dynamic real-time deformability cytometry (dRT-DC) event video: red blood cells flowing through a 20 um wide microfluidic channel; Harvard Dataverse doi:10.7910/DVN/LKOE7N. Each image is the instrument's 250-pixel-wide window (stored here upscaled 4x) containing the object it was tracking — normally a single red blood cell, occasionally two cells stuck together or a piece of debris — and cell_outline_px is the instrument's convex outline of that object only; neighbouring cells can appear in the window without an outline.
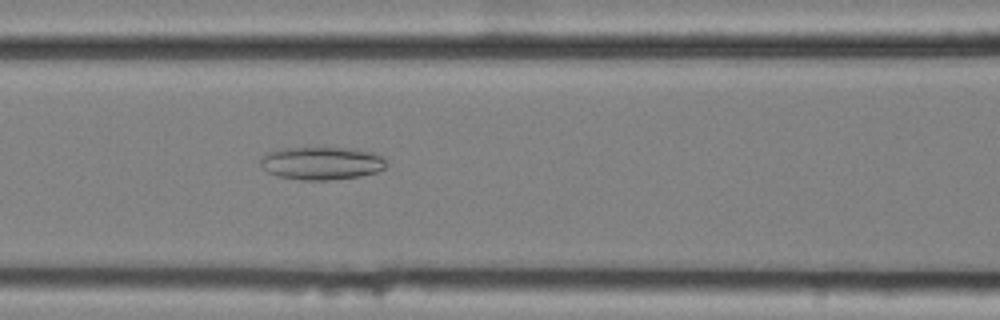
{"species": "common noctule bat (a hibernating species)", "species_latin": "Nyctalus noctula", "temperature_condition": "cold", "stored_images_in_passage": 44, "camera_frame_rate_fps": 3000, "um_per_image_px": 0.085, "animal": {"sex": "female", "body_mass_g": 25.1}, "frame": {"image": 1, "passage_image": 13, "time_ms": 4.0, "image_size_px": [1000, 320], "cell_outline_px": [[388, 164], [384, 168], [376, 172], [360, 176], [328, 180], [300, 180], [276, 176], [268, 172], [260, 164], [260, 156], [268, 152], [284, 148], [356, 148], [376, 152]], "centroid_in_image_um": [27.34, 13.87], "position_along_channel_um": 139.3, "area_um2": 24.33}}
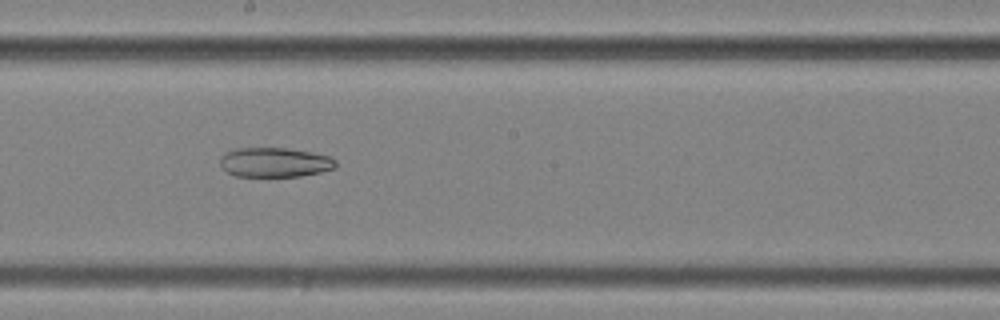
{"frame": {"image": 2, "passage_image": 20, "time_ms": 6.333, "image_size_px": [1000, 320], "cell_outline_px": [[336, 168], [320, 172], [300, 176], [236, 176], [228, 172], [220, 164], [220, 156], [224, 152], [236, 148], [288, 148], [328, 156], [336, 160]], "centroid_in_image_um": [23.33, 13.79], "position_along_channel_um": 224.9, "area_um2": 19.83}}
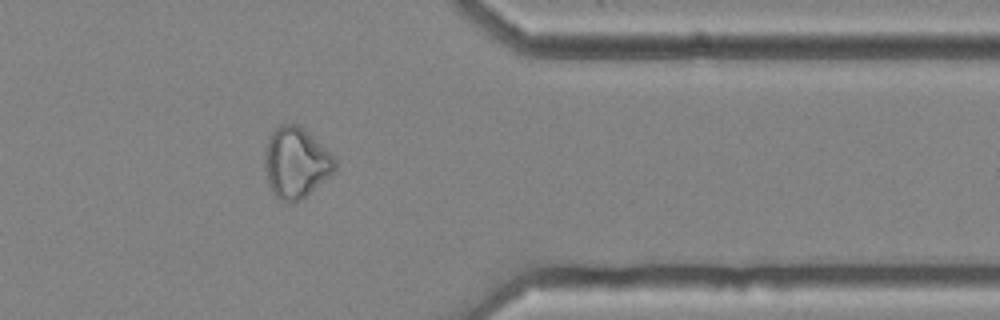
{"frame": {"image": 3, "passage_image": 34, "time_ms": 11.0, "image_size_px": [1000, 320], "cell_outline_px": [[336, 168], [332, 176], [300, 200], [288, 204], [280, 200], [272, 192], [268, 184], [264, 168], [264, 152], [268, 140], [272, 132], [280, 124], [296, 124], [324, 148], [336, 160]], "centroid_in_image_um": [25.13, 13.89], "position_along_channel_um": 386.3, "area_um2": 28.73}, "authors_computed_cell_mechanics": {"area_um2": 28.2064, "velocity_mm_per_s": 3.6751, "shape_relaxation_time_tau1_ms": null, "shape_relaxation_time_tau2_ms": 3.0986, "deformation_change_tau1": null, "deformation_change_tau2": 0.0844}}